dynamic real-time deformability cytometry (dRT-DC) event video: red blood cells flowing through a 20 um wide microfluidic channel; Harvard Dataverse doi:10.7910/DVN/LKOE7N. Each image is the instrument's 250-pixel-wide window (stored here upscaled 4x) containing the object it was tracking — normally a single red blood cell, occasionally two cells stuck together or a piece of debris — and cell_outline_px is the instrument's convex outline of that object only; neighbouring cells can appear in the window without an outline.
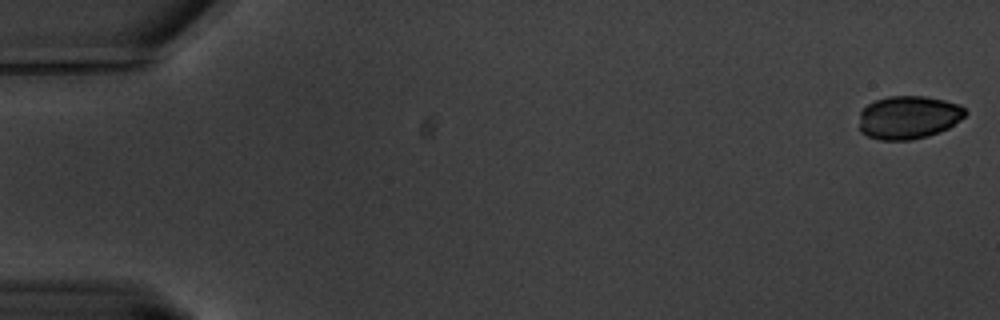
{"species": "common noctule bat (a hibernating species)", "species_latin": "Nyctalus noctula", "temperature_condition": "warm", "stored_images_in_passage": 10, "camera_frame_rate_fps": 3000, "um_per_image_px": 0.085, "animal": {"sex": "male", "body_mass_g": 20.1, "forearm_length_mm": 53.5}, "frame": {"image": 1, "passage_image": 1, "time_ms": 0.0, "image_size_px": [1000, 320], "cell_outline_px": [[968, 112], [960, 120], [948, 128], [940, 132], [928, 136], [912, 140], [880, 140], [868, 136], [860, 132], [860, 112], [868, 104], [876, 100], [888, 96], [924, 96], [944, 100], [960, 104]], "centroid_in_image_um": [77.23, 9.98], "position_along_channel_um": 7.8, "area_um2": 26.82}}